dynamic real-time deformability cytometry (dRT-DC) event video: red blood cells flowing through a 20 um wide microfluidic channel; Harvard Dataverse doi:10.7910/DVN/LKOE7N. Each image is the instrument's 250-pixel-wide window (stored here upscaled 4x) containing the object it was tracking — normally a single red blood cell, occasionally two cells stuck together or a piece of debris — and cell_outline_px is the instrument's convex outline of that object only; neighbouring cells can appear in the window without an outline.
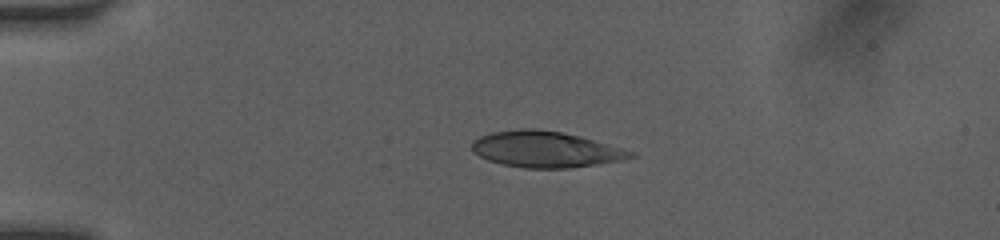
{"species": "human", "species_latin": "Homo sapiens", "temperature_condition": "room temperature", "stored_images_in_passage": 11, "camera_frame_rate_fps": 3000, "um_per_image_px": 0.085, "donor": {"sex": "female"}, "frame": {"image": 1, "passage_image": 5, "time_ms": 3.333, "image_size_px": [1000, 240], "cell_outline_px": [[636, 156], [620, 160], [596, 164], [568, 168], [524, 168], [500, 164], [488, 160], [472, 152], [472, 140], [480, 136], [492, 132], [520, 128], [532, 128], [560, 132], [580, 136], [624, 148], [636, 152]], "centroid_in_image_um": [46.35, 12.69], "position_along_channel_um": 38.6, "area_um2": 33.41}}
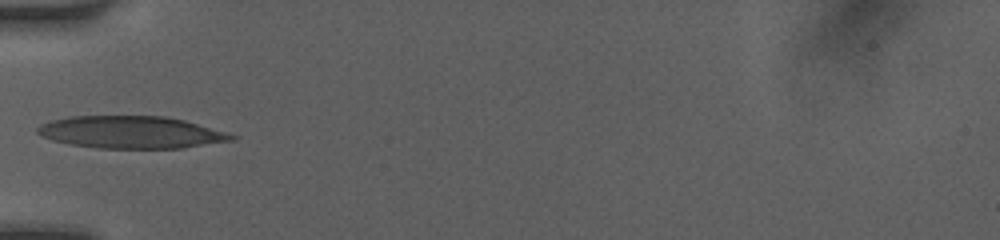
{"frame": {"image": 2, "passage_image": 8, "time_ms": 5.333, "image_size_px": [1000, 240], "cell_outline_px": [[240, 136], [236, 140], [180, 148], [96, 148], [68, 144], [52, 140], [40, 136], [36, 132], [36, 128], [40, 124], [48, 120], [68, 116], [164, 116], [184, 120]], "centroid_in_image_um": [11.1, 11.24], "position_along_channel_um": 73.9, "area_um2": 36.82}}
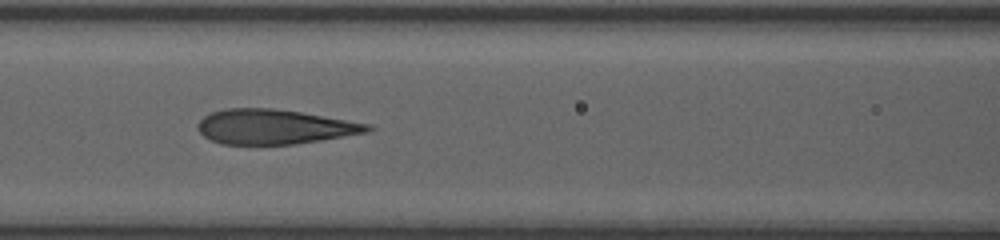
{"frame": {"image": 3, "passage_image": 10, "time_ms": 7.0, "image_size_px": [1000, 240], "cell_outline_px": [[376, 128], [368, 132], [296, 144], [220, 144], [204, 136], [200, 132], [196, 124], [204, 116], [212, 112], [224, 108], [272, 108], [300, 112], [368, 124]], "centroid_in_image_um": [23.28, 10.77], "position_along_channel_um": 143.3, "area_um2": 34.1}}